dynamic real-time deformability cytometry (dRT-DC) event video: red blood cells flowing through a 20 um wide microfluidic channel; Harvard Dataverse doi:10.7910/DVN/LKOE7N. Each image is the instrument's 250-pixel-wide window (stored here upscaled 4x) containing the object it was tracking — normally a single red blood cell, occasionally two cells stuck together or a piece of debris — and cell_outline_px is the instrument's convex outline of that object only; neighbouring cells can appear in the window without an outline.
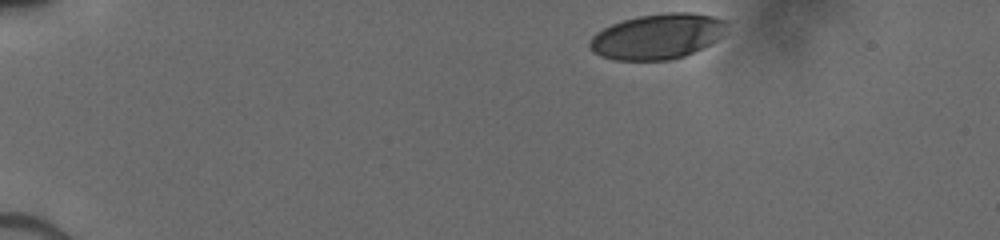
{"species": "human", "species_latin": "Homo sapiens", "temperature_condition": "cold", "stored_images_in_passage": 36, "camera_frame_rate_fps": 3000, "um_per_image_px": 0.085, "donor": {"sex": "male"}, "frame": {"image": 1, "passage_image": 1, "time_ms": 0.0, "image_size_px": [1000, 240], "cell_outline_px": [[728, 24], [720, 36], [716, 40], [684, 56], [668, 60], [612, 60], [600, 56], [592, 52], [588, 44], [588, 40], [596, 32], [612, 24], [636, 16], [668, 12], [692, 12], [712, 16], [728, 20]], "centroid_in_image_um": [55.84, 3.09], "position_along_channel_um": 29.2, "area_um2": 36.24}}
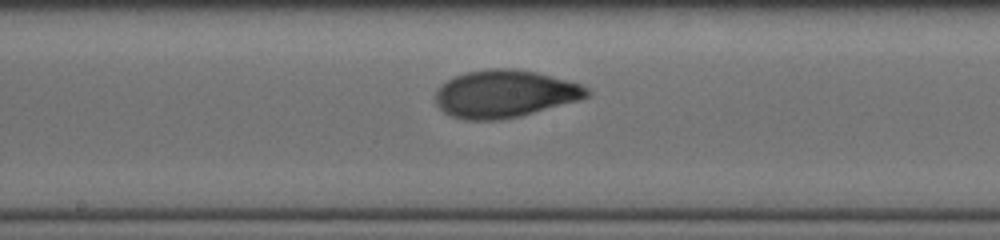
{"frame": {"image": 2, "passage_image": 21, "time_ms": 6.667, "image_size_px": [1000, 240], "cell_outline_px": [[592, 92], [588, 96], [576, 100], [520, 116], [496, 120], [464, 120], [452, 116], [444, 112], [436, 104], [436, 88], [448, 80], [456, 76], [468, 72], [488, 68], [516, 68], [536, 72], [580, 84], [588, 88]], "centroid_in_image_um": [42.87, 7.97], "position_along_channel_um": 205.3, "area_um2": 41.62}}
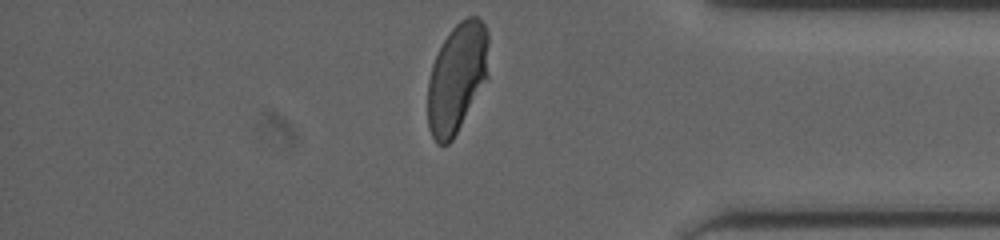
{"frame": {"image": 3, "passage_image": 36, "time_ms": 11.667, "image_size_px": [1000, 240], "cell_outline_px": [[488, 76], [452, 140], [448, 144], [436, 144], [428, 128], [428, 80], [432, 64], [444, 40], [452, 28], [460, 20], [468, 16], [476, 16], [484, 24], [488, 32]], "centroid_in_image_um": [38.84, 6.6], "position_along_channel_um": 396.4, "area_um2": 38.67}}